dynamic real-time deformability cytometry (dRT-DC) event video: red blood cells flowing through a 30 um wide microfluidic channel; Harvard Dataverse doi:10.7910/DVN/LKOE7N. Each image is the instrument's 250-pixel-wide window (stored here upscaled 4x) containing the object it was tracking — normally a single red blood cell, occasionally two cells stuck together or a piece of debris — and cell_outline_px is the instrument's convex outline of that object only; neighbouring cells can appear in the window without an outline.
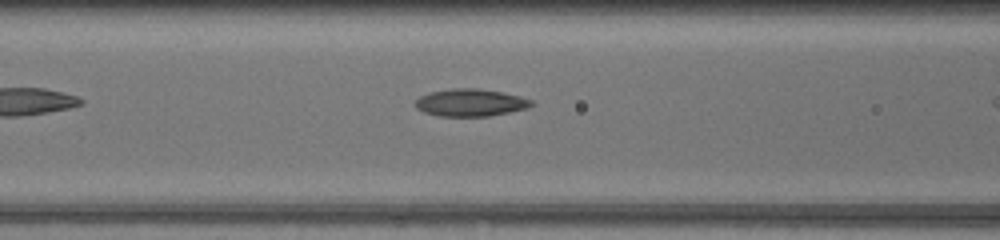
{"species": "common noctule bat (a hibernating species)", "species_latin": "Nyctalus noctula", "temperature_condition": "warm", "stored_images_in_passage": 6, "camera_frame_rate_fps": 3000, "um_per_image_px": 0.085, "animal": {"sex": "female", "body_mass_g": 17.0, "forearm_length_mm": 48.0}, "frame": {"image": 1, "passage_image": 5, "time_ms": 1.333, "image_size_px": [1000, 240], "cell_outline_px": [[536, 104], [528, 108], [488, 116], [440, 116], [424, 112], [416, 108], [416, 100], [420, 96], [432, 92], [456, 88], [476, 88], [500, 92], [520, 96], [532, 100]], "centroid_in_image_um": [40.02, 8.73], "position_along_channel_um": 126.6, "area_um2": 18.32}}